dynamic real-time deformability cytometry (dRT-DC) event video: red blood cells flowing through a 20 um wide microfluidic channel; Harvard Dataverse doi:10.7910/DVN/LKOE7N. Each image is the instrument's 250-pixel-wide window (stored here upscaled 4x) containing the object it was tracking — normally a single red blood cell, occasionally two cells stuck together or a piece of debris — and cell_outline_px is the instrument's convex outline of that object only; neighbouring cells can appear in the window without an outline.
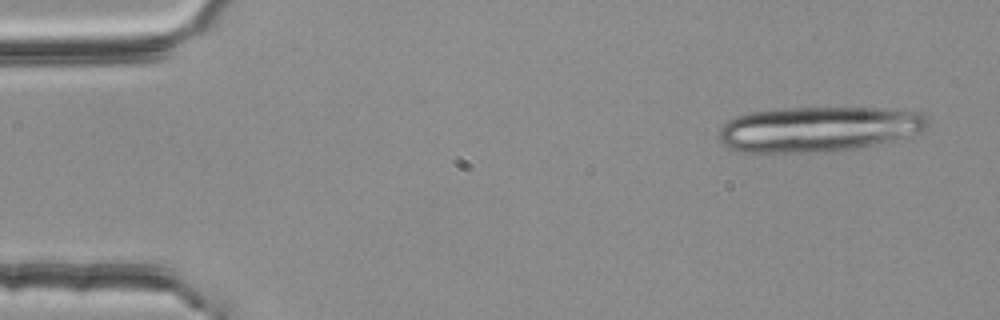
{"species": "common noctule bat (a hibernating species)", "species_latin": "Nyctalus noctula", "temperature_condition": "room temperature", "stored_images_in_passage": 3, "camera_frame_rate_fps": 3000, "um_per_image_px": 0.085, "animal": {"sex": "female", "body_mass_g": 25.1}, "frame": {"image": 1, "passage_image": 1, "time_ms": 0.0, "image_size_px": [1000, 320], "cell_outline_px": [[928, 124], [920, 132], [872, 144], [852, 148], [824, 152], [740, 152], [724, 144], [720, 140], [720, 128], [728, 120], [736, 116], [752, 112], [784, 108], [884, 108], [920, 112], [928, 120]], "centroid_in_image_um": [69.52, 10.96], "position_along_channel_um": 15.5, "area_um2": 54.22}}